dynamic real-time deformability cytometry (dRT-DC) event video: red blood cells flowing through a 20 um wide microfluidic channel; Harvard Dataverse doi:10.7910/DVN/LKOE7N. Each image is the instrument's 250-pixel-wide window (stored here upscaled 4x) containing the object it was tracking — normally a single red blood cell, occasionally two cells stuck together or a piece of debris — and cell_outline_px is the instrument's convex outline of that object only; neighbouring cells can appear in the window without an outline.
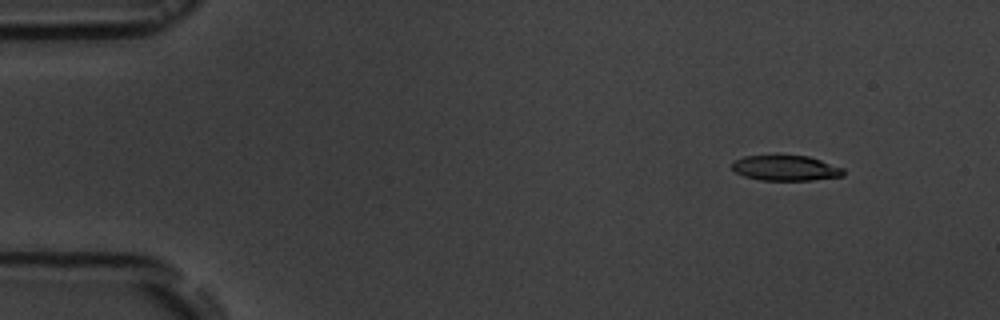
{"species": "common noctule bat (a hibernating species)", "species_latin": "Nyctalus noctula", "temperature_condition": "room temperature", "stored_images_in_passage": 4, "camera_frame_rate_fps": 3000, "um_per_image_px": 0.085, "animal": {"sex": "male", "body_mass_g": 19.5, "forearm_length_mm": 54.6}, "frame": {"image": 1, "passage_image": 1, "time_ms": 0.0, "image_size_px": [1000, 320], "cell_outline_px": [[844, 176], [812, 180], [760, 180], [744, 176], [736, 172], [732, 168], [732, 164], [736, 160], [744, 156], [776, 152], [808, 156], [844, 168]], "centroid_in_image_um": [66.76, 14.23], "position_along_channel_um": 18.2, "area_um2": 17.17}}
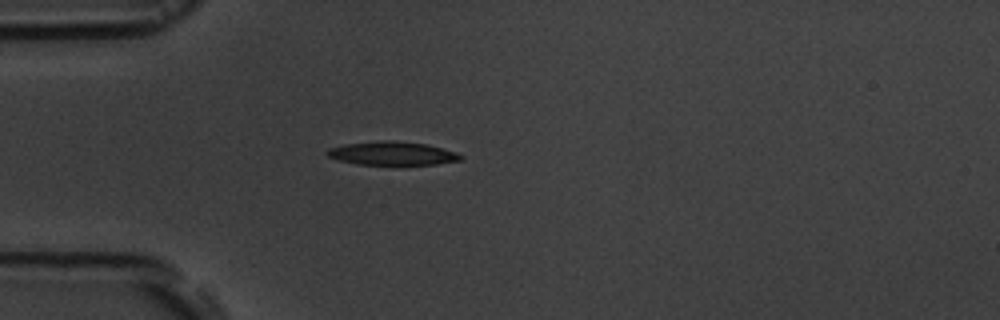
{"frame": {"image": 2, "passage_image": 4, "time_ms": 3.333, "image_size_px": [1000, 320], "cell_outline_px": [[464, 156], [460, 160], [436, 164], [356, 164], [336, 160], [328, 156], [324, 152], [328, 148], [344, 144], [380, 140], [392, 140], [428, 144], [456, 152]], "centroid_in_image_um": [33.3, 13.02], "position_along_channel_um": 51.7, "area_um2": 18.38}}